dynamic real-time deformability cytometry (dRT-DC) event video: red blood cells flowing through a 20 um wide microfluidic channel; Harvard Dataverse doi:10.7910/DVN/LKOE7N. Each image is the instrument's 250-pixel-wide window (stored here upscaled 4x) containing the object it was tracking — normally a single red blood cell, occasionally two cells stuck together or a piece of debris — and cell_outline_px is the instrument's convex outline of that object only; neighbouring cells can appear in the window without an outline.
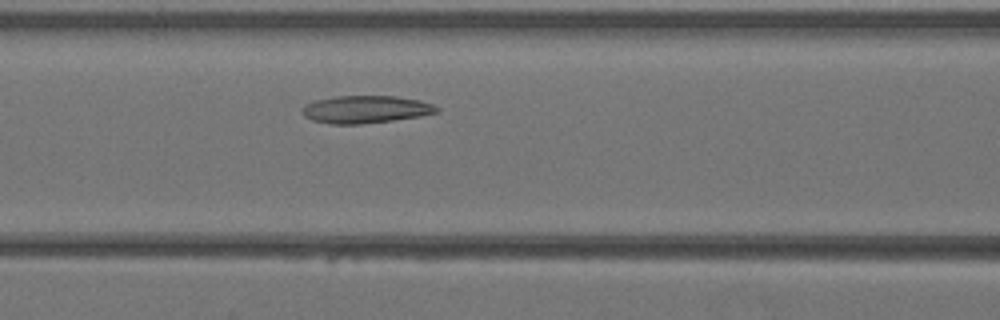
{"species": "Egyptian fruit bat (a non-hibernating species)", "species_latin": "Rousettus aegyptiacus", "temperature_condition": "warm", "stored_images_in_passage": 32, "camera_frame_rate_fps": 3000, "um_per_image_px": 0.085, "animal": {"sex": "female"}, "frame": {"image": 1, "passage_image": 9, "time_ms": 2.667, "image_size_px": [1000, 320], "cell_outline_px": [[440, 112], [420, 116], [392, 120], [360, 124], [328, 124], [312, 120], [304, 116], [300, 112], [300, 108], [304, 104], [316, 100], [336, 96], [396, 96], [420, 100], [432, 104], [440, 108]], "centroid_in_image_um": [31.05, 9.29], "position_along_channel_um": 135.5, "area_um2": 21.79}}
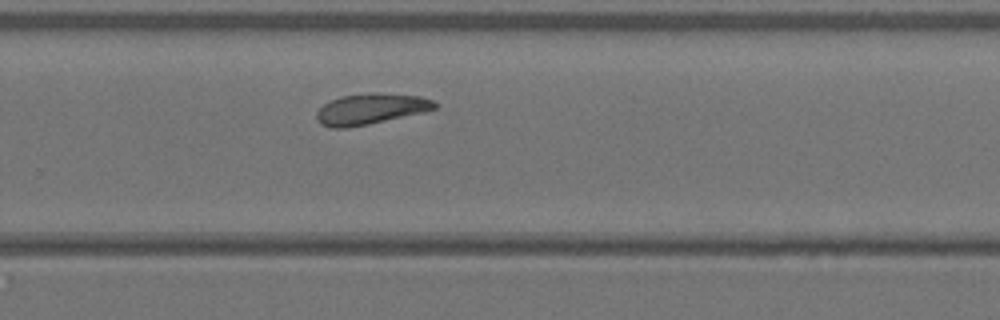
{"frame": {"image": 2, "passage_image": 19, "time_ms": 6.0, "image_size_px": [1000, 320], "cell_outline_px": [[440, 104], [436, 108], [424, 112], [368, 124], [348, 128], [332, 128], [320, 124], [316, 120], [316, 112], [328, 100], [344, 96], [420, 96], [432, 100]], "centroid_in_image_um": [31.46, 9.33], "position_along_channel_um": 298.3, "area_um2": 20.17}}
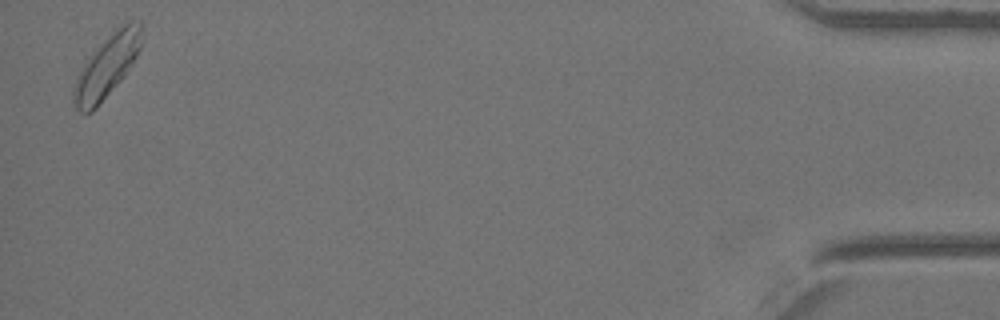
{"frame": {"image": 3, "passage_image": 32, "time_ms": 10.333, "image_size_px": [1000, 320], "cell_outline_px": [[144, 32], [140, 48], [132, 64], [124, 76], [96, 108], [92, 112], [80, 112], [76, 108], [72, 100], [72, 84], [80, 68], [88, 56], [108, 36], [124, 24], [132, 20], [140, 20], [144, 28]], "centroid_in_image_um": [9.07, 5.63], "position_along_channel_um": 426.1, "area_um2": 24.91}}